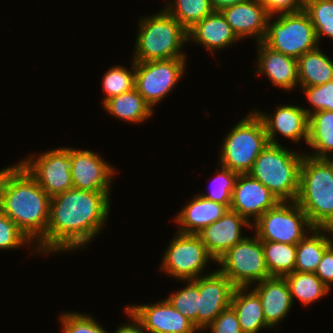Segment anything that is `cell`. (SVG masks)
I'll use <instances>...</instances> for the list:
<instances>
[{"label": "cell", "mask_w": 333, "mask_h": 333, "mask_svg": "<svg viewBox=\"0 0 333 333\" xmlns=\"http://www.w3.org/2000/svg\"><path fill=\"white\" fill-rule=\"evenodd\" d=\"M306 0H269V14L295 13L305 9Z\"/></svg>", "instance_id": "obj_41"}, {"label": "cell", "mask_w": 333, "mask_h": 333, "mask_svg": "<svg viewBox=\"0 0 333 333\" xmlns=\"http://www.w3.org/2000/svg\"><path fill=\"white\" fill-rule=\"evenodd\" d=\"M228 209L224 204L208 200L199 194L194 195L174 218L178 224L177 232L197 235L206 226L221 218Z\"/></svg>", "instance_id": "obj_23"}, {"label": "cell", "mask_w": 333, "mask_h": 333, "mask_svg": "<svg viewBox=\"0 0 333 333\" xmlns=\"http://www.w3.org/2000/svg\"><path fill=\"white\" fill-rule=\"evenodd\" d=\"M295 202L314 227L333 229V170L325 159L304 154Z\"/></svg>", "instance_id": "obj_4"}, {"label": "cell", "mask_w": 333, "mask_h": 333, "mask_svg": "<svg viewBox=\"0 0 333 333\" xmlns=\"http://www.w3.org/2000/svg\"><path fill=\"white\" fill-rule=\"evenodd\" d=\"M187 33L188 42L197 43L212 54L240 41L221 11H213L195 23Z\"/></svg>", "instance_id": "obj_22"}, {"label": "cell", "mask_w": 333, "mask_h": 333, "mask_svg": "<svg viewBox=\"0 0 333 333\" xmlns=\"http://www.w3.org/2000/svg\"><path fill=\"white\" fill-rule=\"evenodd\" d=\"M327 163L332 167L333 170V153H330L328 156L324 158Z\"/></svg>", "instance_id": "obj_46"}, {"label": "cell", "mask_w": 333, "mask_h": 333, "mask_svg": "<svg viewBox=\"0 0 333 333\" xmlns=\"http://www.w3.org/2000/svg\"><path fill=\"white\" fill-rule=\"evenodd\" d=\"M312 152L304 154L324 159L333 153V111L321 110L308 117V140Z\"/></svg>", "instance_id": "obj_28"}, {"label": "cell", "mask_w": 333, "mask_h": 333, "mask_svg": "<svg viewBox=\"0 0 333 333\" xmlns=\"http://www.w3.org/2000/svg\"><path fill=\"white\" fill-rule=\"evenodd\" d=\"M182 283H186V286L173 291L166 299L198 328L199 286L193 280H183Z\"/></svg>", "instance_id": "obj_34"}, {"label": "cell", "mask_w": 333, "mask_h": 333, "mask_svg": "<svg viewBox=\"0 0 333 333\" xmlns=\"http://www.w3.org/2000/svg\"><path fill=\"white\" fill-rule=\"evenodd\" d=\"M312 109L306 108L308 117L321 110L333 111V80L320 86L300 87Z\"/></svg>", "instance_id": "obj_38"}, {"label": "cell", "mask_w": 333, "mask_h": 333, "mask_svg": "<svg viewBox=\"0 0 333 333\" xmlns=\"http://www.w3.org/2000/svg\"><path fill=\"white\" fill-rule=\"evenodd\" d=\"M102 79V88L105 92L102 104L111 97L131 91L135 84V61L132 59L131 68L115 65L110 67Z\"/></svg>", "instance_id": "obj_33"}, {"label": "cell", "mask_w": 333, "mask_h": 333, "mask_svg": "<svg viewBox=\"0 0 333 333\" xmlns=\"http://www.w3.org/2000/svg\"><path fill=\"white\" fill-rule=\"evenodd\" d=\"M19 163L50 197L74 188L70 147L61 146L38 156L31 154Z\"/></svg>", "instance_id": "obj_12"}, {"label": "cell", "mask_w": 333, "mask_h": 333, "mask_svg": "<svg viewBox=\"0 0 333 333\" xmlns=\"http://www.w3.org/2000/svg\"><path fill=\"white\" fill-rule=\"evenodd\" d=\"M332 243V228L315 227L296 245V263L294 271L315 273L325 250Z\"/></svg>", "instance_id": "obj_25"}, {"label": "cell", "mask_w": 333, "mask_h": 333, "mask_svg": "<svg viewBox=\"0 0 333 333\" xmlns=\"http://www.w3.org/2000/svg\"><path fill=\"white\" fill-rule=\"evenodd\" d=\"M163 7L186 30L211 14L214 10L210 0H167Z\"/></svg>", "instance_id": "obj_31"}, {"label": "cell", "mask_w": 333, "mask_h": 333, "mask_svg": "<svg viewBox=\"0 0 333 333\" xmlns=\"http://www.w3.org/2000/svg\"><path fill=\"white\" fill-rule=\"evenodd\" d=\"M193 281L199 286L198 330L202 332L223 310L230 307L235 286L217 268Z\"/></svg>", "instance_id": "obj_14"}, {"label": "cell", "mask_w": 333, "mask_h": 333, "mask_svg": "<svg viewBox=\"0 0 333 333\" xmlns=\"http://www.w3.org/2000/svg\"><path fill=\"white\" fill-rule=\"evenodd\" d=\"M250 287H235L231 307L237 314L243 333H259L260 330L272 329L265 321L261 301Z\"/></svg>", "instance_id": "obj_24"}, {"label": "cell", "mask_w": 333, "mask_h": 333, "mask_svg": "<svg viewBox=\"0 0 333 333\" xmlns=\"http://www.w3.org/2000/svg\"><path fill=\"white\" fill-rule=\"evenodd\" d=\"M110 195L73 188L51 197L46 234L35 244L38 254L86 249L108 222Z\"/></svg>", "instance_id": "obj_1"}, {"label": "cell", "mask_w": 333, "mask_h": 333, "mask_svg": "<svg viewBox=\"0 0 333 333\" xmlns=\"http://www.w3.org/2000/svg\"><path fill=\"white\" fill-rule=\"evenodd\" d=\"M279 202L280 200L266 186L248 173L238 174L229 209L236 211L252 224L251 219L255 222Z\"/></svg>", "instance_id": "obj_17"}, {"label": "cell", "mask_w": 333, "mask_h": 333, "mask_svg": "<svg viewBox=\"0 0 333 333\" xmlns=\"http://www.w3.org/2000/svg\"><path fill=\"white\" fill-rule=\"evenodd\" d=\"M315 227L295 201H280L254 223L252 229L261 241L297 245Z\"/></svg>", "instance_id": "obj_8"}, {"label": "cell", "mask_w": 333, "mask_h": 333, "mask_svg": "<svg viewBox=\"0 0 333 333\" xmlns=\"http://www.w3.org/2000/svg\"><path fill=\"white\" fill-rule=\"evenodd\" d=\"M299 87L320 86L333 80V61L317 46L297 59Z\"/></svg>", "instance_id": "obj_27"}, {"label": "cell", "mask_w": 333, "mask_h": 333, "mask_svg": "<svg viewBox=\"0 0 333 333\" xmlns=\"http://www.w3.org/2000/svg\"><path fill=\"white\" fill-rule=\"evenodd\" d=\"M304 11L314 26L319 46L325 36L333 40V0H306Z\"/></svg>", "instance_id": "obj_32"}, {"label": "cell", "mask_w": 333, "mask_h": 333, "mask_svg": "<svg viewBox=\"0 0 333 333\" xmlns=\"http://www.w3.org/2000/svg\"><path fill=\"white\" fill-rule=\"evenodd\" d=\"M315 274L331 290L333 285V243L325 250Z\"/></svg>", "instance_id": "obj_40"}, {"label": "cell", "mask_w": 333, "mask_h": 333, "mask_svg": "<svg viewBox=\"0 0 333 333\" xmlns=\"http://www.w3.org/2000/svg\"><path fill=\"white\" fill-rule=\"evenodd\" d=\"M123 309H125L124 312H126V315L129 317L127 321L128 323L121 324V326L116 328L114 333H147L143 329L140 321L133 315V313L130 312L126 307ZM129 319L131 320V322Z\"/></svg>", "instance_id": "obj_42"}, {"label": "cell", "mask_w": 333, "mask_h": 333, "mask_svg": "<svg viewBox=\"0 0 333 333\" xmlns=\"http://www.w3.org/2000/svg\"><path fill=\"white\" fill-rule=\"evenodd\" d=\"M30 243L29 237L0 210V250H16Z\"/></svg>", "instance_id": "obj_37"}, {"label": "cell", "mask_w": 333, "mask_h": 333, "mask_svg": "<svg viewBox=\"0 0 333 333\" xmlns=\"http://www.w3.org/2000/svg\"><path fill=\"white\" fill-rule=\"evenodd\" d=\"M266 267L271 277H284L295 269L296 245L262 241Z\"/></svg>", "instance_id": "obj_30"}, {"label": "cell", "mask_w": 333, "mask_h": 333, "mask_svg": "<svg viewBox=\"0 0 333 333\" xmlns=\"http://www.w3.org/2000/svg\"><path fill=\"white\" fill-rule=\"evenodd\" d=\"M237 176V172L231 171L229 168H225L218 164V168H216V176L213 177V180L210 183V192H206L205 194L199 193V195L216 203L224 204L230 208Z\"/></svg>", "instance_id": "obj_35"}, {"label": "cell", "mask_w": 333, "mask_h": 333, "mask_svg": "<svg viewBox=\"0 0 333 333\" xmlns=\"http://www.w3.org/2000/svg\"><path fill=\"white\" fill-rule=\"evenodd\" d=\"M243 227L251 229L252 224L236 211L228 209L221 218L206 226L197 235L217 262L230 248L246 237L242 233Z\"/></svg>", "instance_id": "obj_18"}, {"label": "cell", "mask_w": 333, "mask_h": 333, "mask_svg": "<svg viewBox=\"0 0 333 333\" xmlns=\"http://www.w3.org/2000/svg\"><path fill=\"white\" fill-rule=\"evenodd\" d=\"M62 333H109L93 316L75 312L61 313L59 318Z\"/></svg>", "instance_id": "obj_36"}, {"label": "cell", "mask_w": 333, "mask_h": 333, "mask_svg": "<svg viewBox=\"0 0 333 333\" xmlns=\"http://www.w3.org/2000/svg\"><path fill=\"white\" fill-rule=\"evenodd\" d=\"M304 152L283 144H270L261 151L248 174L266 186L280 201H295L299 192Z\"/></svg>", "instance_id": "obj_5"}, {"label": "cell", "mask_w": 333, "mask_h": 333, "mask_svg": "<svg viewBox=\"0 0 333 333\" xmlns=\"http://www.w3.org/2000/svg\"><path fill=\"white\" fill-rule=\"evenodd\" d=\"M284 278L289 286L293 303L298 300L302 306L312 305L330 292L315 273L293 271Z\"/></svg>", "instance_id": "obj_29"}, {"label": "cell", "mask_w": 333, "mask_h": 333, "mask_svg": "<svg viewBox=\"0 0 333 333\" xmlns=\"http://www.w3.org/2000/svg\"><path fill=\"white\" fill-rule=\"evenodd\" d=\"M257 61L254 71L257 75H264L283 91H292L299 86L297 59L276 52L262 42H257Z\"/></svg>", "instance_id": "obj_19"}, {"label": "cell", "mask_w": 333, "mask_h": 333, "mask_svg": "<svg viewBox=\"0 0 333 333\" xmlns=\"http://www.w3.org/2000/svg\"><path fill=\"white\" fill-rule=\"evenodd\" d=\"M51 197L20 164L5 167L1 211L6 214L34 243L47 231Z\"/></svg>", "instance_id": "obj_2"}, {"label": "cell", "mask_w": 333, "mask_h": 333, "mask_svg": "<svg viewBox=\"0 0 333 333\" xmlns=\"http://www.w3.org/2000/svg\"><path fill=\"white\" fill-rule=\"evenodd\" d=\"M162 258L159 270L176 278L180 283L209 274L204 270L210 262L216 265V260L209 254L198 235L177 231L166 246Z\"/></svg>", "instance_id": "obj_9"}, {"label": "cell", "mask_w": 333, "mask_h": 333, "mask_svg": "<svg viewBox=\"0 0 333 333\" xmlns=\"http://www.w3.org/2000/svg\"><path fill=\"white\" fill-rule=\"evenodd\" d=\"M221 13L240 40L254 37L255 43L262 42L271 17L263 5L246 0L223 8Z\"/></svg>", "instance_id": "obj_20"}, {"label": "cell", "mask_w": 333, "mask_h": 333, "mask_svg": "<svg viewBox=\"0 0 333 333\" xmlns=\"http://www.w3.org/2000/svg\"><path fill=\"white\" fill-rule=\"evenodd\" d=\"M5 180V168L0 170V210H1V199H2V187Z\"/></svg>", "instance_id": "obj_44"}, {"label": "cell", "mask_w": 333, "mask_h": 333, "mask_svg": "<svg viewBox=\"0 0 333 333\" xmlns=\"http://www.w3.org/2000/svg\"><path fill=\"white\" fill-rule=\"evenodd\" d=\"M147 333H200L191 320L165 298L151 304L126 305Z\"/></svg>", "instance_id": "obj_15"}, {"label": "cell", "mask_w": 333, "mask_h": 333, "mask_svg": "<svg viewBox=\"0 0 333 333\" xmlns=\"http://www.w3.org/2000/svg\"><path fill=\"white\" fill-rule=\"evenodd\" d=\"M207 328L210 333H243L237 314L231 306L223 310L204 330L207 331Z\"/></svg>", "instance_id": "obj_39"}, {"label": "cell", "mask_w": 333, "mask_h": 333, "mask_svg": "<svg viewBox=\"0 0 333 333\" xmlns=\"http://www.w3.org/2000/svg\"><path fill=\"white\" fill-rule=\"evenodd\" d=\"M216 265L235 287H251L271 277L266 267L262 241L255 234L253 238L246 236L230 248Z\"/></svg>", "instance_id": "obj_10"}, {"label": "cell", "mask_w": 333, "mask_h": 333, "mask_svg": "<svg viewBox=\"0 0 333 333\" xmlns=\"http://www.w3.org/2000/svg\"><path fill=\"white\" fill-rule=\"evenodd\" d=\"M246 0H210V4L214 11H221L223 8L234 4L245 2Z\"/></svg>", "instance_id": "obj_43"}, {"label": "cell", "mask_w": 333, "mask_h": 333, "mask_svg": "<svg viewBox=\"0 0 333 333\" xmlns=\"http://www.w3.org/2000/svg\"><path fill=\"white\" fill-rule=\"evenodd\" d=\"M132 59L135 62L187 58L183 51L188 43L187 30L165 9L141 17L138 21Z\"/></svg>", "instance_id": "obj_3"}, {"label": "cell", "mask_w": 333, "mask_h": 333, "mask_svg": "<svg viewBox=\"0 0 333 333\" xmlns=\"http://www.w3.org/2000/svg\"><path fill=\"white\" fill-rule=\"evenodd\" d=\"M70 158L75 189L112 192L111 185H113L116 170L98 152L71 147Z\"/></svg>", "instance_id": "obj_13"}, {"label": "cell", "mask_w": 333, "mask_h": 333, "mask_svg": "<svg viewBox=\"0 0 333 333\" xmlns=\"http://www.w3.org/2000/svg\"><path fill=\"white\" fill-rule=\"evenodd\" d=\"M102 105L110 116L133 124H143L155 111L135 88L109 98Z\"/></svg>", "instance_id": "obj_26"}, {"label": "cell", "mask_w": 333, "mask_h": 333, "mask_svg": "<svg viewBox=\"0 0 333 333\" xmlns=\"http://www.w3.org/2000/svg\"><path fill=\"white\" fill-rule=\"evenodd\" d=\"M228 131L220 147L218 164L246 174L268 144L264 124L252 110Z\"/></svg>", "instance_id": "obj_6"}, {"label": "cell", "mask_w": 333, "mask_h": 333, "mask_svg": "<svg viewBox=\"0 0 333 333\" xmlns=\"http://www.w3.org/2000/svg\"><path fill=\"white\" fill-rule=\"evenodd\" d=\"M274 112H261L254 108L256 115L262 120L268 143L281 144L277 141L276 135L279 133L284 139L291 140L295 144L308 140V115L305 107L292 104L278 105Z\"/></svg>", "instance_id": "obj_16"}, {"label": "cell", "mask_w": 333, "mask_h": 333, "mask_svg": "<svg viewBox=\"0 0 333 333\" xmlns=\"http://www.w3.org/2000/svg\"><path fill=\"white\" fill-rule=\"evenodd\" d=\"M254 287V288H253ZM252 290L258 295L266 323L273 329L289 314L293 301L284 277H270L256 283Z\"/></svg>", "instance_id": "obj_21"}, {"label": "cell", "mask_w": 333, "mask_h": 333, "mask_svg": "<svg viewBox=\"0 0 333 333\" xmlns=\"http://www.w3.org/2000/svg\"><path fill=\"white\" fill-rule=\"evenodd\" d=\"M186 60L173 58L135 62L134 88L152 109L161 103L183 78L187 69Z\"/></svg>", "instance_id": "obj_11"}, {"label": "cell", "mask_w": 333, "mask_h": 333, "mask_svg": "<svg viewBox=\"0 0 333 333\" xmlns=\"http://www.w3.org/2000/svg\"><path fill=\"white\" fill-rule=\"evenodd\" d=\"M251 1L263 5L266 8L267 12L269 13V0H251Z\"/></svg>", "instance_id": "obj_45"}, {"label": "cell", "mask_w": 333, "mask_h": 333, "mask_svg": "<svg viewBox=\"0 0 333 333\" xmlns=\"http://www.w3.org/2000/svg\"><path fill=\"white\" fill-rule=\"evenodd\" d=\"M262 43L276 52L296 59L319 45L314 26L304 10L272 15L267 21Z\"/></svg>", "instance_id": "obj_7"}]
</instances>
